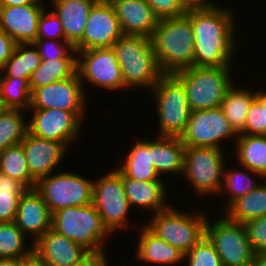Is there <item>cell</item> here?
I'll return each mask as SVG.
<instances>
[{
    "instance_id": "cell-6",
    "label": "cell",
    "mask_w": 266,
    "mask_h": 266,
    "mask_svg": "<svg viewBox=\"0 0 266 266\" xmlns=\"http://www.w3.org/2000/svg\"><path fill=\"white\" fill-rule=\"evenodd\" d=\"M152 91L159 114L158 135L181 137L191 114L183 82L174 73H163Z\"/></svg>"
},
{
    "instance_id": "cell-18",
    "label": "cell",
    "mask_w": 266,
    "mask_h": 266,
    "mask_svg": "<svg viewBox=\"0 0 266 266\" xmlns=\"http://www.w3.org/2000/svg\"><path fill=\"white\" fill-rule=\"evenodd\" d=\"M33 252L46 266H74L90 252L80 244L50 228L32 243Z\"/></svg>"
},
{
    "instance_id": "cell-25",
    "label": "cell",
    "mask_w": 266,
    "mask_h": 266,
    "mask_svg": "<svg viewBox=\"0 0 266 266\" xmlns=\"http://www.w3.org/2000/svg\"><path fill=\"white\" fill-rule=\"evenodd\" d=\"M137 247V259L156 264L176 265L184 260V253L158 238L146 226L141 230Z\"/></svg>"
},
{
    "instance_id": "cell-19",
    "label": "cell",
    "mask_w": 266,
    "mask_h": 266,
    "mask_svg": "<svg viewBox=\"0 0 266 266\" xmlns=\"http://www.w3.org/2000/svg\"><path fill=\"white\" fill-rule=\"evenodd\" d=\"M21 143L28 170L36 181L49 176L67 150L64 143L39 138L28 131Z\"/></svg>"
},
{
    "instance_id": "cell-1",
    "label": "cell",
    "mask_w": 266,
    "mask_h": 266,
    "mask_svg": "<svg viewBox=\"0 0 266 266\" xmlns=\"http://www.w3.org/2000/svg\"><path fill=\"white\" fill-rule=\"evenodd\" d=\"M234 12L229 9L191 11L194 36L193 66L231 65L235 52ZM234 36V37H233Z\"/></svg>"
},
{
    "instance_id": "cell-14",
    "label": "cell",
    "mask_w": 266,
    "mask_h": 266,
    "mask_svg": "<svg viewBox=\"0 0 266 266\" xmlns=\"http://www.w3.org/2000/svg\"><path fill=\"white\" fill-rule=\"evenodd\" d=\"M32 119L27 122L28 132L36 137L64 143L78 138L83 113H72L62 109H31Z\"/></svg>"
},
{
    "instance_id": "cell-21",
    "label": "cell",
    "mask_w": 266,
    "mask_h": 266,
    "mask_svg": "<svg viewBox=\"0 0 266 266\" xmlns=\"http://www.w3.org/2000/svg\"><path fill=\"white\" fill-rule=\"evenodd\" d=\"M119 20L123 35L151 38L158 18L145 0H109Z\"/></svg>"
},
{
    "instance_id": "cell-29",
    "label": "cell",
    "mask_w": 266,
    "mask_h": 266,
    "mask_svg": "<svg viewBox=\"0 0 266 266\" xmlns=\"http://www.w3.org/2000/svg\"><path fill=\"white\" fill-rule=\"evenodd\" d=\"M76 66L77 58L42 60L40 66L30 75L31 90L72 77L76 73Z\"/></svg>"
},
{
    "instance_id": "cell-43",
    "label": "cell",
    "mask_w": 266,
    "mask_h": 266,
    "mask_svg": "<svg viewBox=\"0 0 266 266\" xmlns=\"http://www.w3.org/2000/svg\"><path fill=\"white\" fill-rule=\"evenodd\" d=\"M21 196L0 195V222H13L15 220Z\"/></svg>"
},
{
    "instance_id": "cell-33",
    "label": "cell",
    "mask_w": 266,
    "mask_h": 266,
    "mask_svg": "<svg viewBox=\"0 0 266 266\" xmlns=\"http://www.w3.org/2000/svg\"><path fill=\"white\" fill-rule=\"evenodd\" d=\"M31 94L29 78L3 77L0 74V108H30Z\"/></svg>"
},
{
    "instance_id": "cell-17",
    "label": "cell",
    "mask_w": 266,
    "mask_h": 266,
    "mask_svg": "<svg viewBox=\"0 0 266 266\" xmlns=\"http://www.w3.org/2000/svg\"><path fill=\"white\" fill-rule=\"evenodd\" d=\"M44 4L34 2L22 6H0V31L17 44H31L37 39L39 17Z\"/></svg>"
},
{
    "instance_id": "cell-15",
    "label": "cell",
    "mask_w": 266,
    "mask_h": 266,
    "mask_svg": "<svg viewBox=\"0 0 266 266\" xmlns=\"http://www.w3.org/2000/svg\"><path fill=\"white\" fill-rule=\"evenodd\" d=\"M123 35L119 20L109 0H98L89 13L82 38L74 45L76 51L112 48Z\"/></svg>"
},
{
    "instance_id": "cell-50",
    "label": "cell",
    "mask_w": 266,
    "mask_h": 266,
    "mask_svg": "<svg viewBox=\"0 0 266 266\" xmlns=\"http://www.w3.org/2000/svg\"><path fill=\"white\" fill-rule=\"evenodd\" d=\"M34 2L35 0H0V6H22Z\"/></svg>"
},
{
    "instance_id": "cell-42",
    "label": "cell",
    "mask_w": 266,
    "mask_h": 266,
    "mask_svg": "<svg viewBox=\"0 0 266 266\" xmlns=\"http://www.w3.org/2000/svg\"><path fill=\"white\" fill-rule=\"evenodd\" d=\"M239 134L263 135V106L257 97L250 105L244 129Z\"/></svg>"
},
{
    "instance_id": "cell-22",
    "label": "cell",
    "mask_w": 266,
    "mask_h": 266,
    "mask_svg": "<svg viewBox=\"0 0 266 266\" xmlns=\"http://www.w3.org/2000/svg\"><path fill=\"white\" fill-rule=\"evenodd\" d=\"M98 0H53V12L62 23L65 40L75 45L84 33L92 6Z\"/></svg>"
},
{
    "instance_id": "cell-12",
    "label": "cell",
    "mask_w": 266,
    "mask_h": 266,
    "mask_svg": "<svg viewBox=\"0 0 266 266\" xmlns=\"http://www.w3.org/2000/svg\"><path fill=\"white\" fill-rule=\"evenodd\" d=\"M236 135L239 134L218 107L191 112L186 130L180 139L185 147L220 148L223 139Z\"/></svg>"
},
{
    "instance_id": "cell-31",
    "label": "cell",
    "mask_w": 266,
    "mask_h": 266,
    "mask_svg": "<svg viewBox=\"0 0 266 266\" xmlns=\"http://www.w3.org/2000/svg\"><path fill=\"white\" fill-rule=\"evenodd\" d=\"M0 172L11 179L21 181L28 189H33L37 181L31 176L22 143L0 151Z\"/></svg>"
},
{
    "instance_id": "cell-2",
    "label": "cell",
    "mask_w": 266,
    "mask_h": 266,
    "mask_svg": "<svg viewBox=\"0 0 266 266\" xmlns=\"http://www.w3.org/2000/svg\"><path fill=\"white\" fill-rule=\"evenodd\" d=\"M151 41L162 73H176L193 67L194 36L191 11L183 16L158 20Z\"/></svg>"
},
{
    "instance_id": "cell-24",
    "label": "cell",
    "mask_w": 266,
    "mask_h": 266,
    "mask_svg": "<svg viewBox=\"0 0 266 266\" xmlns=\"http://www.w3.org/2000/svg\"><path fill=\"white\" fill-rule=\"evenodd\" d=\"M185 148L180 137L159 136L151 140L152 165L159 176L165 172L183 173Z\"/></svg>"
},
{
    "instance_id": "cell-26",
    "label": "cell",
    "mask_w": 266,
    "mask_h": 266,
    "mask_svg": "<svg viewBox=\"0 0 266 266\" xmlns=\"http://www.w3.org/2000/svg\"><path fill=\"white\" fill-rule=\"evenodd\" d=\"M116 170L127 178L138 181L161 180L152 165L151 141H137L126 156V161Z\"/></svg>"
},
{
    "instance_id": "cell-36",
    "label": "cell",
    "mask_w": 266,
    "mask_h": 266,
    "mask_svg": "<svg viewBox=\"0 0 266 266\" xmlns=\"http://www.w3.org/2000/svg\"><path fill=\"white\" fill-rule=\"evenodd\" d=\"M245 171H248L245 173ZM245 171H241L240 169L236 170H223V179L220 190H224L226 188V191L228 190L230 196L229 199L226 200V208L237 198L244 196L248 194L250 191L255 189L257 186H259L260 183L257 185L254 184L252 178L248 173L256 174L258 176H261L258 173L252 172L249 169L245 168Z\"/></svg>"
},
{
    "instance_id": "cell-5",
    "label": "cell",
    "mask_w": 266,
    "mask_h": 266,
    "mask_svg": "<svg viewBox=\"0 0 266 266\" xmlns=\"http://www.w3.org/2000/svg\"><path fill=\"white\" fill-rule=\"evenodd\" d=\"M52 229L80 244L90 253L105 252L103 243L108 234L94 205L72 206L52 214Z\"/></svg>"
},
{
    "instance_id": "cell-51",
    "label": "cell",
    "mask_w": 266,
    "mask_h": 266,
    "mask_svg": "<svg viewBox=\"0 0 266 266\" xmlns=\"http://www.w3.org/2000/svg\"><path fill=\"white\" fill-rule=\"evenodd\" d=\"M250 266H266V253H255Z\"/></svg>"
},
{
    "instance_id": "cell-23",
    "label": "cell",
    "mask_w": 266,
    "mask_h": 266,
    "mask_svg": "<svg viewBox=\"0 0 266 266\" xmlns=\"http://www.w3.org/2000/svg\"><path fill=\"white\" fill-rule=\"evenodd\" d=\"M124 191L131 207L152 208L155 213L167 209L166 186L162 180L138 181L122 176Z\"/></svg>"
},
{
    "instance_id": "cell-37",
    "label": "cell",
    "mask_w": 266,
    "mask_h": 266,
    "mask_svg": "<svg viewBox=\"0 0 266 266\" xmlns=\"http://www.w3.org/2000/svg\"><path fill=\"white\" fill-rule=\"evenodd\" d=\"M187 258L188 266H223L213 244L206 236L184 254V259Z\"/></svg>"
},
{
    "instance_id": "cell-11",
    "label": "cell",
    "mask_w": 266,
    "mask_h": 266,
    "mask_svg": "<svg viewBox=\"0 0 266 266\" xmlns=\"http://www.w3.org/2000/svg\"><path fill=\"white\" fill-rule=\"evenodd\" d=\"M92 204L110 233L128 227L126 216L132 207L124 191L122 175L117 170L93 181Z\"/></svg>"
},
{
    "instance_id": "cell-41",
    "label": "cell",
    "mask_w": 266,
    "mask_h": 266,
    "mask_svg": "<svg viewBox=\"0 0 266 266\" xmlns=\"http://www.w3.org/2000/svg\"><path fill=\"white\" fill-rule=\"evenodd\" d=\"M155 16L161 20L185 15L187 12L181 0H145Z\"/></svg>"
},
{
    "instance_id": "cell-27",
    "label": "cell",
    "mask_w": 266,
    "mask_h": 266,
    "mask_svg": "<svg viewBox=\"0 0 266 266\" xmlns=\"http://www.w3.org/2000/svg\"><path fill=\"white\" fill-rule=\"evenodd\" d=\"M224 210L229 220L241 224L266 215V183L237 198Z\"/></svg>"
},
{
    "instance_id": "cell-39",
    "label": "cell",
    "mask_w": 266,
    "mask_h": 266,
    "mask_svg": "<svg viewBox=\"0 0 266 266\" xmlns=\"http://www.w3.org/2000/svg\"><path fill=\"white\" fill-rule=\"evenodd\" d=\"M248 239L255 253H266V215L244 223Z\"/></svg>"
},
{
    "instance_id": "cell-30",
    "label": "cell",
    "mask_w": 266,
    "mask_h": 266,
    "mask_svg": "<svg viewBox=\"0 0 266 266\" xmlns=\"http://www.w3.org/2000/svg\"><path fill=\"white\" fill-rule=\"evenodd\" d=\"M256 95L257 91L251 93L244 88L237 90L231 86L224 96L220 109L238 134L244 129L247 113Z\"/></svg>"
},
{
    "instance_id": "cell-52",
    "label": "cell",
    "mask_w": 266,
    "mask_h": 266,
    "mask_svg": "<svg viewBox=\"0 0 266 266\" xmlns=\"http://www.w3.org/2000/svg\"><path fill=\"white\" fill-rule=\"evenodd\" d=\"M0 266H19V258H0Z\"/></svg>"
},
{
    "instance_id": "cell-40",
    "label": "cell",
    "mask_w": 266,
    "mask_h": 266,
    "mask_svg": "<svg viewBox=\"0 0 266 266\" xmlns=\"http://www.w3.org/2000/svg\"><path fill=\"white\" fill-rule=\"evenodd\" d=\"M37 38H47V40L51 38L54 40L55 38H61L62 40H65L62 23L52 10L51 12H47L45 8L42 11L39 17Z\"/></svg>"
},
{
    "instance_id": "cell-7",
    "label": "cell",
    "mask_w": 266,
    "mask_h": 266,
    "mask_svg": "<svg viewBox=\"0 0 266 266\" xmlns=\"http://www.w3.org/2000/svg\"><path fill=\"white\" fill-rule=\"evenodd\" d=\"M203 215L201 212H179V209L177 211L169 206L154 213L146 227L158 238L186 254L205 236L207 220Z\"/></svg>"
},
{
    "instance_id": "cell-10",
    "label": "cell",
    "mask_w": 266,
    "mask_h": 266,
    "mask_svg": "<svg viewBox=\"0 0 266 266\" xmlns=\"http://www.w3.org/2000/svg\"><path fill=\"white\" fill-rule=\"evenodd\" d=\"M221 148L186 147L183 174L198 195L219 194L225 169Z\"/></svg>"
},
{
    "instance_id": "cell-32",
    "label": "cell",
    "mask_w": 266,
    "mask_h": 266,
    "mask_svg": "<svg viewBox=\"0 0 266 266\" xmlns=\"http://www.w3.org/2000/svg\"><path fill=\"white\" fill-rule=\"evenodd\" d=\"M27 46L31 48L28 49ZM41 61L42 58L32 43L17 44L1 75L3 77L30 78L31 73L40 66Z\"/></svg>"
},
{
    "instance_id": "cell-35",
    "label": "cell",
    "mask_w": 266,
    "mask_h": 266,
    "mask_svg": "<svg viewBox=\"0 0 266 266\" xmlns=\"http://www.w3.org/2000/svg\"><path fill=\"white\" fill-rule=\"evenodd\" d=\"M25 234L13 222H0V258H24L33 252V246H24Z\"/></svg>"
},
{
    "instance_id": "cell-48",
    "label": "cell",
    "mask_w": 266,
    "mask_h": 266,
    "mask_svg": "<svg viewBox=\"0 0 266 266\" xmlns=\"http://www.w3.org/2000/svg\"><path fill=\"white\" fill-rule=\"evenodd\" d=\"M19 266H46L40 258L32 252L29 256L19 258Z\"/></svg>"
},
{
    "instance_id": "cell-28",
    "label": "cell",
    "mask_w": 266,
    "mask_h": 266,
    "mask_svg": "<svg viewBox=\"0 0 266 266\" xmlns=\"http://www.w3.org/2000/svg\"><path fill=\"white\" fill-rule=\"evenodd\" d=\"M234 138L240 166L266 177V136L239 134Z\"/></svg>"
},
{
    "instance_id": "cell-44",
    "label": "cell",
    "mask_w": 266,
    "mask_h": 266,
    "mask_svg": "<svg viewBox=\"0 0 266 266\" xmlns=\"http://www.w3.org/2000/svg\"><path fill=\"white\" fill-rule=\"evenodd\" d=\"M27 190L29 189L21 181L0 172V195H23Z\"/></svg>"
},
{
    "instance_id": "cell-45",
    "label": "cell",
    "mask_w": 266,
    "mask_h": 266,
    "mask_svg": "<svg viewBox=\"0 0 266 266\" xmlns=\"http://www.w3.org/2000/svg\"><path fill=\"white\" fill-rule=\"evenodd\" d=\"M16 45L17 43L8 34L0 31V74L3 72L6 62L12 56Z\"/></svg>"
},
{
    "instance_id": "cell-34",
    "label": "cell",
    "mask_w": 266,
    "mask_h": 266,
    "mask_svg": "<svg viewBox=\"0 0 266 266\" xmlns=\"http://www.w3.org/2000/svg\"><path fill=\"white\" fill-rule=\"evenodd\" d=\"M20 109L0 108V151L23 141L28 131Z\"/></svg>"
},
{
    "instance_id": "cell-13",
    "label": "cell",
    "mask_w": 266,
    "mask_h": 266,
    "mask_svg": "<svg viewBox=\"0 0 266 266\" xmlns=\"http://www.w3.org/2000/svg\"><path fill=\"white\" fill-rule=\"evenodd\" d=\"M80 57L78 58V55ZM76 72L81 80L83 78L95 86L113 91L125 88L121 67L117 61L113 48H94L77 51Z\"/></svg>"
},
{
    "instance_id": "cell-47",
    "label": "cell",
    "mask_w": 266,
    "mask_h": 266,
    "mask_svg": "<svg viewBox=\"0 0 266 266\" xmlns=\"http://www.w3.org/2000/svg\"><path fill=\"white\" fill-rule=\"evenodd\" d=\"M74 266H108L105 252L90 253L84 260Z\"/></svg>"
},
{
    "instance_id": "cell-4",
    "label": "cell",
    "mask_w": 266,
    "mask_h": 266,
    "mask_svg": "<svg viewBox=\"0 0 266 266\" xmlns=\"http://www.w3.org/2000/svg\"><path fill=\"white\" fill-rule=\"evenodd\" d=\"M230 67L193 66L174 73L184 84L191 112L218 108L233 86Z\"/></svg>"
},
{
    "instance_id": "cell-8",
    "label": "cell",
    "mask_w": 266,
    "mask_h": 266,
    "mask_svg": "<svg viewBox=\"0 0 266 266\" xmlns=\"http://www.w3.org/2000/svg\"><path fill=\"white\" fill-rule=\"evenodd\" d=\"M35 189L42 195L52 214L63 208L92 203L93 180L73 172L40 178Z\"/></svg>"
},
{
    "instance_id": "cell-16",
    "label": "cell",
    "mask_w": 266,
    "mask_h": 266,
    "mask_svg": "<svg viewBox=\"0 0 266 266\" xmlns=\"http://www.w3.org/2000/svg\"><path fill=\"white\" fill-rule=\"evenodd\" d=\"M77 72L70 78L59 80L34 89L30 109H62L83 113L86 104L85 91Z\"/></svg>"
},
{
    "instance_id": "cell-9",
    "label": "cell",
    "mask_w": 266,
    "mask_h": 266,
    "mask_svg": "<svg viewBox=\"0 0 266 266\" xmlns=\"http://www.w3.org/2000/svg\"><path fill=\"white\" fill-rule=\"evenodd\" d=\"M222 217L211 226L207 220L205 236L213 244L223 266H250L255 252L244 224Z\"/></svg>"
},
{
    "instance_id": "cell-3",
    "label": "cell",
    "mask_w": 266,
    "mask_h": 266,
    "mask_svg": "<svg viewBox=\"0 0 266 266\" xmlns=\"http://www.w3.org/2000/svg\"><path fill=\"white\" fill-rule=\"evenodd\" d=\"M121 67L125 88L152 89L163 74L156 61L151 38L122 35L112 46Z\"/></svg>"
},
{
    "instance_id": "cell-20",
    "label": "cell",
    "mask_w": 266,
    "mask_h": 266,
    "mask_svg": "<svg viewBox=\"0 0 266 266\" xmlns=\"http://www.w3.org/2000/svg\"><path fill=\"white\" fill-rule=\"evenodd\" d=\"M14 223L25 235L31 233L33 242L52 228V213L35 188L20 197Z\"/></svg>"
},
{
    "instance_id": "cell-38",
    "label": "cell",
    "mask_w": 266,
    "mask_h": 266,
    "mask_svg": "<svg viewBox=\"0 0 266 266\" xmlns=\"http://www.w3.org/2000/svg\"><path fill=\"white\" fill-rule=\"evenodd\" d=\"M46 40L47 39L44 38H37L32 43L35 48H38L37 51L39 52V55L42 58V60L77 57L74 56V54L77 53V51L75 50V47L71 42L64 40L62 44L60 41L56 39L55 40L51 39L52 40L51 42Z\"/></svg>"
},
{
    "instance_id": "cell-46",
    "label": "cell",
    "mask_w": 266,
    "mask_h": 266,
    "mask_svg": "<svg viewBox=\"0 0 266 266\" xmlns=\"http://www.w3.org/2000/svg\"><path fill=\"white\" fill-rule=\"evenodd\" d=\"M181 1L186 12L214 10L219 8L216 4H212V2H208L207 0H181Z\"/></svg>"
},
{
    "instance_id": "cell-49",
    "label": "cell",
    "mask_w": 266,
    "mask_h": 266,
    "mask_svg": "<svg viewBox=\"0 0 266 266\" xmlns=\"http://www.w3.org/2000/svg\"><path fill=\"white\" fill-rule=\"evenodd\" d=\"M256 97L261 101L263 106V136H266V93L257 91Z\"/></svg>"
}]
</instances>
